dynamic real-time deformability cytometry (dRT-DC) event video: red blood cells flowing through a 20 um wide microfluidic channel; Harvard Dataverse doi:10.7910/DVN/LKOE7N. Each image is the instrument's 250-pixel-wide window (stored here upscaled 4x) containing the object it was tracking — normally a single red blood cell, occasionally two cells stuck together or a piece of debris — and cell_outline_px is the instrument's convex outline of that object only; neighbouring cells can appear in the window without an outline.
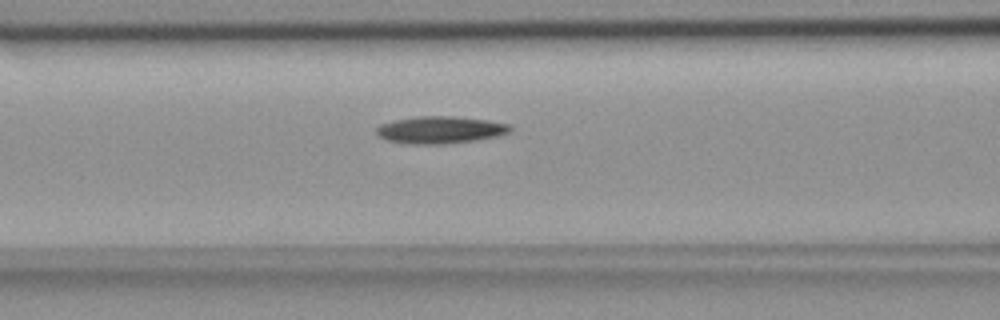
{"species": "common noctule bat (a hibernating species)", "species_latin": "Nyctalus noctula", "temperature_condition": "room temperature", "stored_images_in_passage": 40, "camera_frame_rate_fps": 3000, "um_per_image_px": 0.085, "animal": {"sex": "female", "body_mass_g": 18.4}, "frame": {"image": 1, "passage_image": 8, "time_ms": 2.333, "image_size_px": [1000, 320], "cell_outline_px": [[512, 132], [496, 136], [476, 140], [444, 144], [408, 144], [388, 140], [380, 136], [376, 132], [376, 128], [380, 124], [396, 120], [416, 116], [452, 116], [488, 120], [508, 124], [512, 128]], "centroid_in_image_um": [37.43, 11.04], "position_along_channel_um": 129.2, "area_um2": 21.15}}
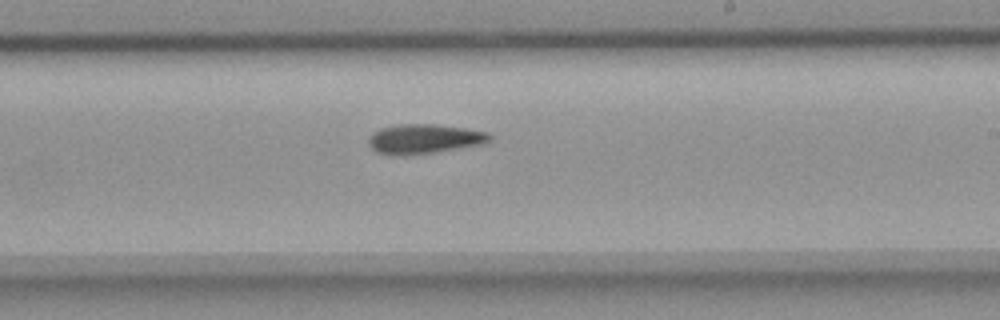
{"frame": {"image": 2, "passage_image": 18, "time_ms": 5.667, "image_size_px": [1000, 320], "cell_outline_px": [[492, 140], [484, 144], [436, 152], [376, 152], [368, 144], [368, 140], [372, 132], [380, 128], [396, 124], [436, 124], [464, 128], [488, 132], [492, 136]], "centroid_in_image_um": [36.13, 11.75], "position_along_channel_um": 252.9, "area_um2": 20.23}}
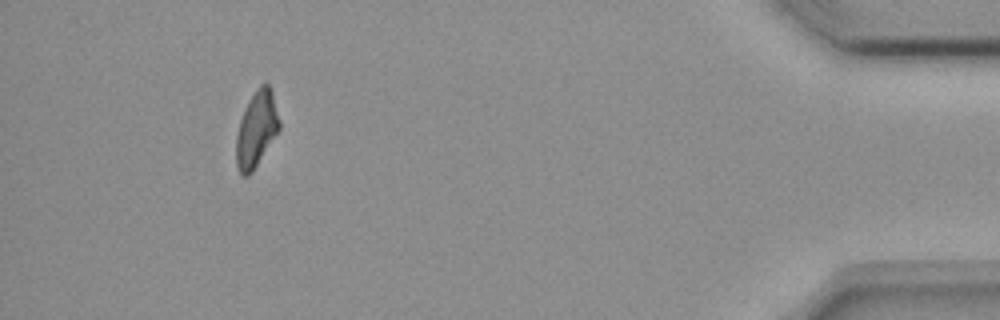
{"frame": {"image": 3, "passage_image": 36, "time_ms": 11.667, "image_size_px": [1000, 320], "cell_outline_px": [[280, 128], [252, 172], [248, 176], [240, 176], [236, 168], [236, 136], [240, 120], [244, 108], [248, 100], [256, 88], [260, 84], [268, 84], [272, 88], [280, 120]], "centroid_in_image_um": [21.79, 10.96], "position_along_channel_um": 413.4, "area_um2": 19.25}}